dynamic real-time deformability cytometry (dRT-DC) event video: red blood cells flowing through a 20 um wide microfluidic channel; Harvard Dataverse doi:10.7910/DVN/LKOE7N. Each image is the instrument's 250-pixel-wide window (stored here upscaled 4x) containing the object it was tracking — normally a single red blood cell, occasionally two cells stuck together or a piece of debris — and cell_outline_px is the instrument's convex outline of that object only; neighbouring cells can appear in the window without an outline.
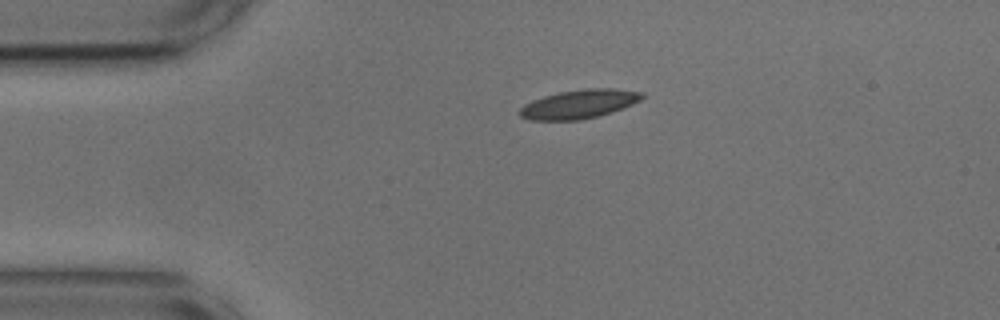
{"species": "common noctule bat (a hibernating species)", "species_latin": "Nyctalus noctula", "temperature_condition": "cold", "stored_images_in_passage": 44, "camera_frame_rate_fps": 3000, "um_per_image_px": 0.085, "animal": {"sex": "male", "body_mass_g": 17.9, "forearm_length_mm": 54.2}, "frame": {"image": 1, "passage_image": 1, "time_ms": 0.0, "image_size_px": [1000, 320], "cell_outline_px": [[644, 96], [640, 100], [632, 104], [612, 112], [580, 120], [532, 120], [520, 116], [516, 112], [524, 104], [532, 100], [544, 96], [560, 92], [584, 88], [612, 88], [644, 92]], "centroid_in_image_um": [49.2, 8.84], "position_along_channel_um": 35.8, "area_um2": 20.58}}
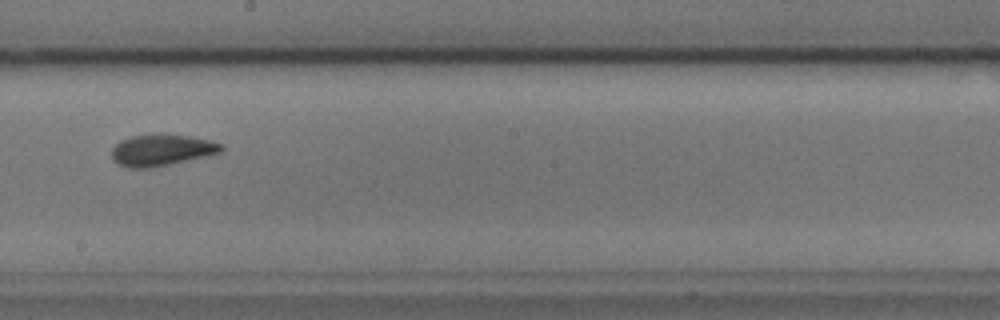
{"frame": {"image": 2, "passage_image": 20, "time_ms": 6.333, "image_size_px": [1000, 320], "cell_outline_px": [[224, 148], [220, 152], [208, 156], [152, 168], [128, 168], [112, 160], [112, 148], [120, 140], [132, 136], [160, 132], [188, 136], [208, 140], [224, 144]], "centroid_in_image_um": [13.74, 12.74], "position_along_channel_um": 234.5, "area_um2": 20.46}}
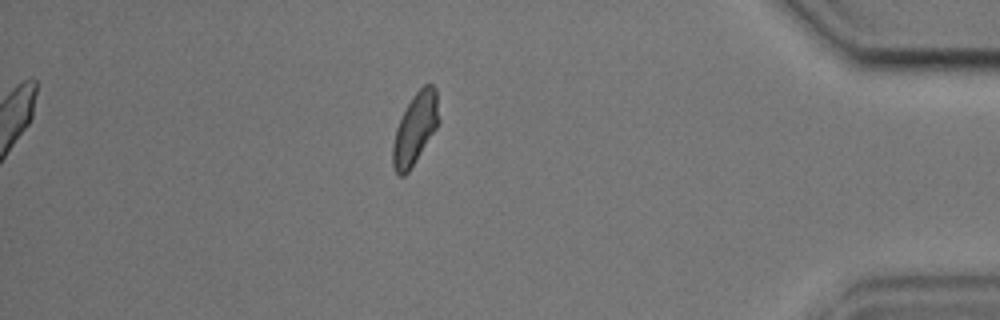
{"frame": {"image": 3, "passage_image": 37, "time_ms": 12.0, "image_size_px": [1000, 320], "cell_outline_px": [[440, 120], [436, 128], [416, 160], [408, 172], [404, 176], [396, 176], [392, 168], [392, 144], [396, 128], [412, 96], [424, 84], [432, 84], [436, 88]], "centroid_in_image_um": [35.27, 10.96], "position_along_channel_um": 399.9, "area_um2": 19.13}, "authors_computed_cell_mechanics": {"area_um2": 19.6231, "velocity_mm_per_s": 3.6312, "shape_relaxation_time_tau1_ms": 3.2371, "shape_relaxation_time_tau2_ms": 1.2751, "deformation_change_tau1": 0.1119, "deformation_change_tau2": 0.0694}}